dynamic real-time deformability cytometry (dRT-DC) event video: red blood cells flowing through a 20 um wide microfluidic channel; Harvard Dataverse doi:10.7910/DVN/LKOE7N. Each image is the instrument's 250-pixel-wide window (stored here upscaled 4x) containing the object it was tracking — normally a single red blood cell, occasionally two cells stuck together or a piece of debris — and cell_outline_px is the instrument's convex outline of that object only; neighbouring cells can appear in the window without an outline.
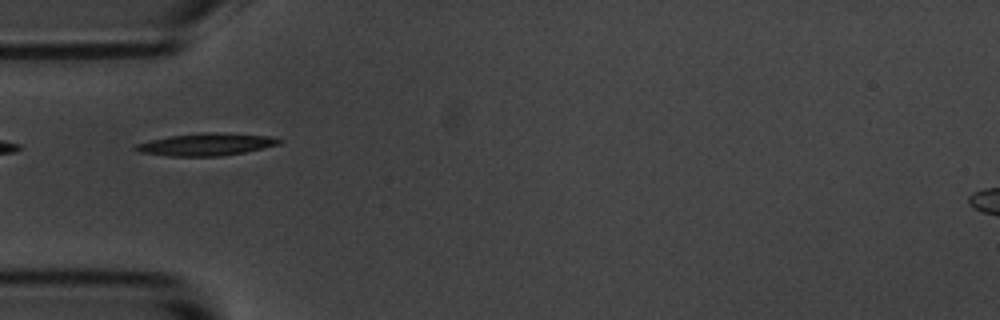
{"species": "common noctule bat (a hibernating species)", "species_latin": "Nyctalus noctula", "temperature_condition": "room temperature", "stored_images_in_passage": 3, "camera_frame_rate_fps": 3000, "um_per_image_px": 0.085, "animal": {"sex": "male", "body_mass_g": 20.1, "forearm_length_mm": 53.5}, "frame": {"image": 1, "passage_image": 2, "time_ms": 1.0, "image_size_px": [1000, 320], "cell_outline_px": [[284, 140], [280, 144], [264, 148], [244, 152], [220, 156], [168, 156], [140, 152], [132, 148], [136, 144], [168, 136], [200, 132], [216, 132], [272, 136]], "centroid_in_image_um": [17.55, 12.27], "position_along_channel_um": 67.4, "area_um2": 18.79}}